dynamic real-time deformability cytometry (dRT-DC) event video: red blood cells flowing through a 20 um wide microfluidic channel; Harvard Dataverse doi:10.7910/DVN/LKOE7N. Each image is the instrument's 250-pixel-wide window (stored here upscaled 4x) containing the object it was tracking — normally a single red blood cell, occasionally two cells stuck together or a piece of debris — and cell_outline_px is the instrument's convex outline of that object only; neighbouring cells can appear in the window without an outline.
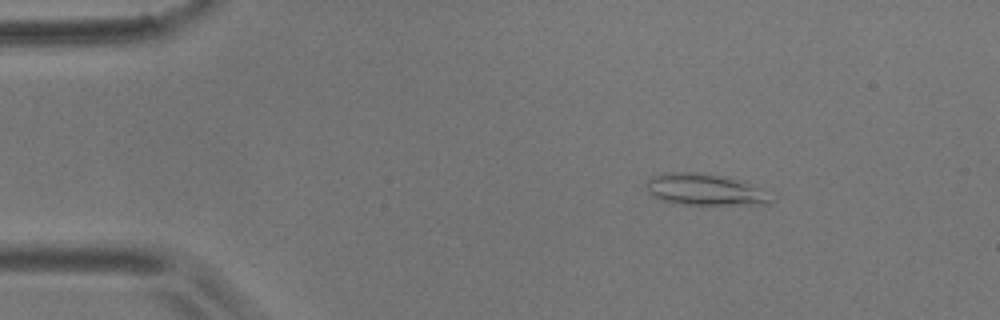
{"species": "common noctule bat (a hibernating species)", "species_latin": "Nyctalus noctula", "temperature_condition": "room temperature", "stored_images_in_passage": 55, "camera_frame_rate_fps": 3000, "um_per_image_px": 0.085, "animal": {"sex": "male", "body_mass_g": 17.9}, "frame": {"image": 1, "passage_image": 8, "time_ms": 2.333, "image_size_px": [1000, 320], "cell_outline_px": [[768, 204], [680, 204], [664, 200], [652, 196], [648, 192], [644, 184], [652, 176], [664, 172], [692, 172], [724, 176], [736, 180], [756, 188], [768, 200]], "centroid_in_image_um": [59.69, 16.1], "position_along_channel_um": 25.3, "area_um2": 21.91}}
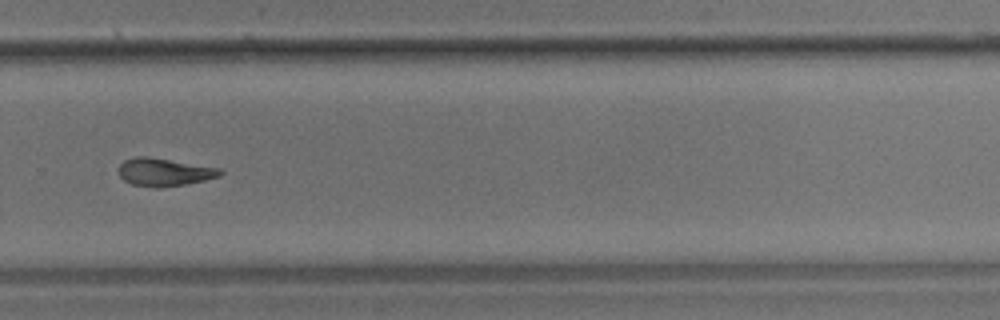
{"frame": {"image": 2, "passage_image": 38, "time_ms": 12.333, "image_size_px": [1000, 320], "cell_outline_px": [[224, 172], [220, 176], [204, 180], [184, 184], [156, 188], [132, 184], [124, 180], [120, 176], [120, 164], [124, 160], [136, 156], [144, 156], [220, 168]], "centroid_in_image_um": [13.96, 14.63], "position_along_channel_um": 315.8, "area_um2": 16.18}}
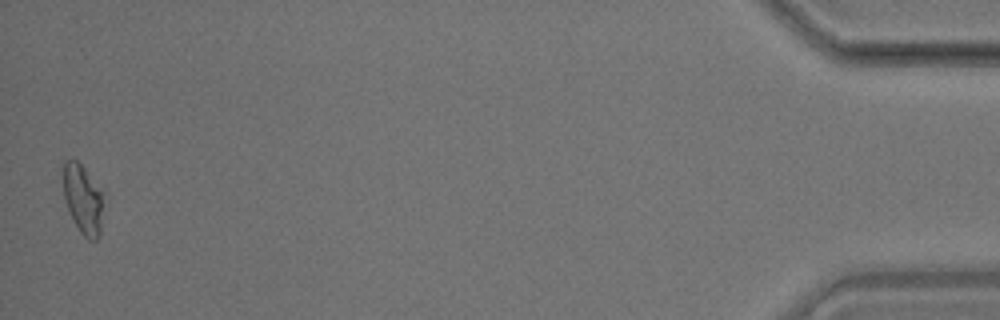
{"frame": {"image": 3, "passage_image": 55, "time_ms": 18.0, "image_size_px": [1000, 320], "cell_outline_px": [[108, 196], [100, 236], [96, 240], [88, 240], [80, 232], [68, 208], [64, 196], [64, 160], [76, 160], [104, 188]], "centroid_in_image_um": [7.19, 16.95], "position_along_channel_um": 428.0, "area_um2": 17.17}, "authors_computed_cell_mechanics": {"area_um2": 17.1088, "velocity_mm_per_s": 3.5634, "shape_relaxation_time_tau1_ms": null, "shape_relaxation_time_tau2_ms": 9.5578, "deformation_change_tau1": null, "deformation_change_tau2": 0.2075}}